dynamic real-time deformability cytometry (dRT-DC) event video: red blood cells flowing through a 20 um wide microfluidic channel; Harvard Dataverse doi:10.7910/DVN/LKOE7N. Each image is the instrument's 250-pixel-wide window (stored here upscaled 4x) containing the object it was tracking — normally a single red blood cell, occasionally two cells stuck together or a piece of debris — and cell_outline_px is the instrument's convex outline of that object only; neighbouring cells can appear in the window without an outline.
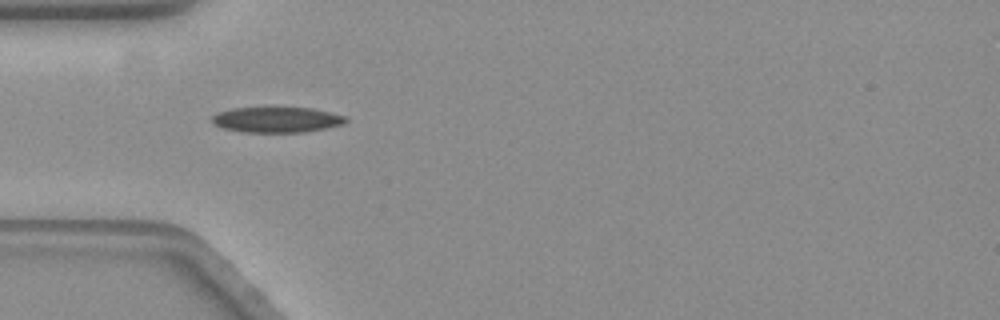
{"species": "common noctule bat (a hibernating species)", "species_latin": "Nyctalus noctula", "temperature_condition": "warm", "stored_images_in_passage": 44, "camera_frame_rate_fps": 3000, "um_per_image_px": 0.085, "animal": {"sex": "female", "body_mass_g": 19.3, "forearm_length_mm": 54.1}, "frame": {"image": 1, "passage_image": 7, "time_ms": 2.0, "image_size_px": [1000, 320], "cell_outline_px": [[348, 120], [344, 124], [304, 132], [240, 132], [224, 128], [212, 124], [212, 116], [220, 112], [232, 108], [312, 108], [348, 116]], "centroid_in_image_um": [23.54, 10.18], "position_along_channel_um": 61.5, "area_um2": 19.83}}